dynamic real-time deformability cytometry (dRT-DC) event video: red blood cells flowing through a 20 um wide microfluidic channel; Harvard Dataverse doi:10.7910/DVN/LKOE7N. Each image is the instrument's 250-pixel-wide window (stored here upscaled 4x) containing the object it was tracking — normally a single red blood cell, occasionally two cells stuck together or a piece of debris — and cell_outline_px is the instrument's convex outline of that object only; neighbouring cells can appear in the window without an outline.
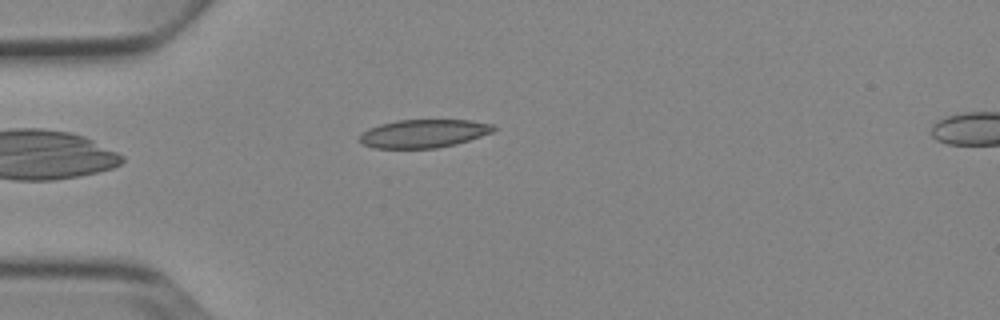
{"species": "Egyptian fruit bat (a non-hibernating species)", "species_latin": "Rousettus aegyptiacus", "temperature_condition": "cold", "stored_images_in_passage": 2, "camera_frame_rate_fps": 3000, "um_per_image_px": 0.085, "animal": {"sex": "female"}, "frame": {"image": 1, "passage_image": 1, "time_ms": 0.0, "image_size_px": [1000, 320], "cell_outline_px": [[496, 128], [492, 132], [456, 144], [436, 148], [372, 148], [364, 144], [360, 140], [360, 132], [368, 128], [380, 124], [396, 120], [472, 120], [492, 124]], "centroid_in_image_um": [35.98, 11.34], "position_along_channel_um": 49.0, "area_um2": 22.02}}